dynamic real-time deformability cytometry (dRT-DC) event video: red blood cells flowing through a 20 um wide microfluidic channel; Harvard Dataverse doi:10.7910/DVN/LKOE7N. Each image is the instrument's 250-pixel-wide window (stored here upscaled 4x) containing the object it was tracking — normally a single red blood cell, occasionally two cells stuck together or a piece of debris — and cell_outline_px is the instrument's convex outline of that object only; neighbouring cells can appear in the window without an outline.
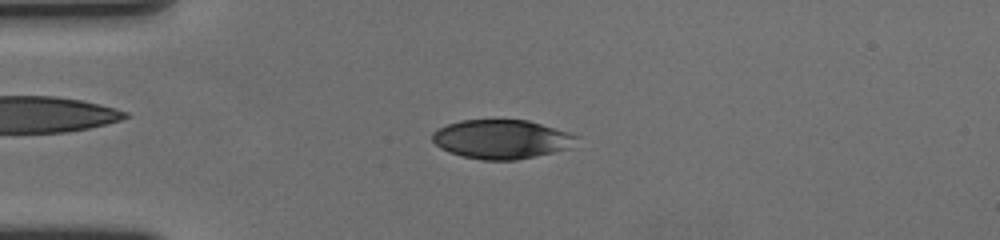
{"species": "human", "species_latin": "Homo sapiens", "temperature_condition": "cold", "stored_images_in_passage": 47, "camera_frame_rate_fps": 3000, "um_per_image_px": 0.085, "donor": {"sex": "female"}, "frame": {"image": 1, "passage_image": 4, "time_ms": 1.0, "image_size_px": [1000, 240], "cell_outline_px": [[576, 136], [568, 148], [552, 152], [516, 160], [484, 160], [460, 156], [448, 152], [440, 148], [432, 140], [432, 132], [448, 124], [460, 120], [528, 120], [568, 132]], "centroid_in_image_um": [42.55, 11.83], "position_along_channel_um": 42.5, "area_um2": 32.37}}
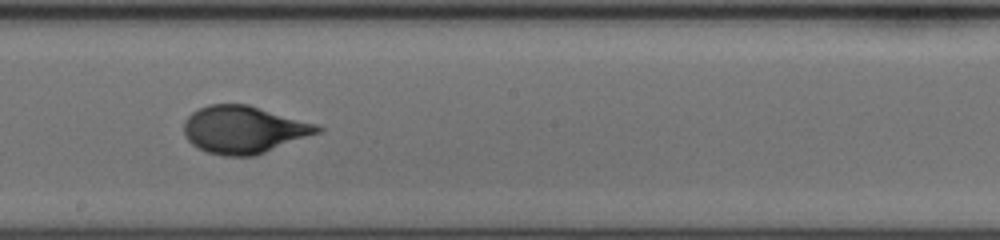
{"frame": {"image": 2, "passage_image": 22, "time_ms": 7.0, "image_size_px": [1000, 240], "cell_outline_px": [[324, 128], [320, 132], [256, 156], [224, 156], [208, 152], [192, 144], [188, 140], [184, 132], [184, 120], [192, 112], [208, 104], [248, 104], [316, 124]], "centroid_in_image_um": [20.72, 11.02], "position_along_channel_um": 227.5, "area_um2": 36.82}}
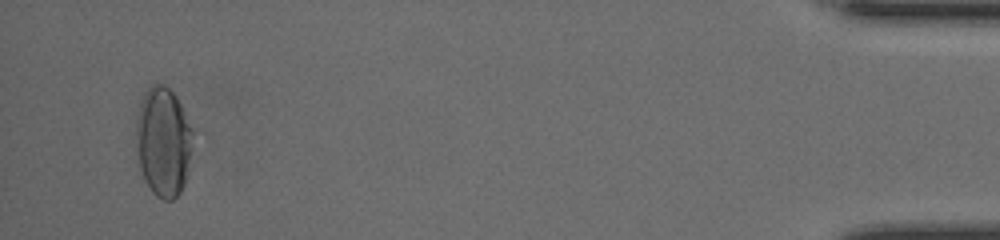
{"frame": {"image": 3, "passage_image": 45, "time_ms": 14.667, "image_size_px": [1000, 240], "cell_outline_px": [[192, 132], [188, 160], [184, 184], [180, 192], [172, 200], [164, 200], [156, 196], [152, 192], [144, 180], [140, 168], [136, 144], [136, 128], [140, 104], [144, 92], [152, 84], [164, 84], [176, 96], [184, 112]], "centroid_in_image_um": [13.84, 12.05], "position_along_channel_um": 421.4, "area_um2": 35.43}, "authors_computed_cell_mechanics": {"area_um2": 36.0094, "velocity_mm_per_s": 3.559, "shape_relaxation_time_tau1_ms": 5.048, "shape_relaxation_time_tau2_ms": null, "deformation_change_tau1": 0.1924, "deformation_change_tau2": null}}